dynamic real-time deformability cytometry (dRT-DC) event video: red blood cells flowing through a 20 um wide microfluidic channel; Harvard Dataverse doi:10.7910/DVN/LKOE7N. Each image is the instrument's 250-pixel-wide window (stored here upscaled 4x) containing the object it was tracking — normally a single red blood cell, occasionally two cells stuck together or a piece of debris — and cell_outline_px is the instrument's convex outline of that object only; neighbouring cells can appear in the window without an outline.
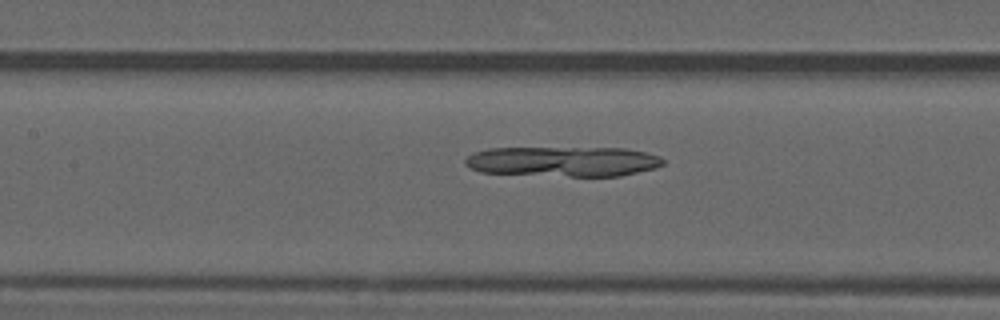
{"species": "common noctule bat (a hibernating species)", "species_latin": "Nyctalus noctula", "temperature_condition": "warm", "stored_images_in_passage": 50, "camera_frame_rate_fps": 3000, "um_per_image_px": 0.085, "animal": {"sex": "male", "forearm_length_mm": 52.5}, "frame": {"image": 1, "passage_image": 23, "time_ms": 7.333, "image_size_px": [1000, 320], "cell_outline_px": [[664, 164], [656, 168], [620, 176], [568, 176], [480, 172], [464, 164], [464, 160], [472, 152], [488, 148], [624, 148], [644, 152], [660, 156], [664, 160]], "centroid_in_image_um": [47.87, 13.72], "position_along_channel_um": 159.5, "area_um2": 34.68}}
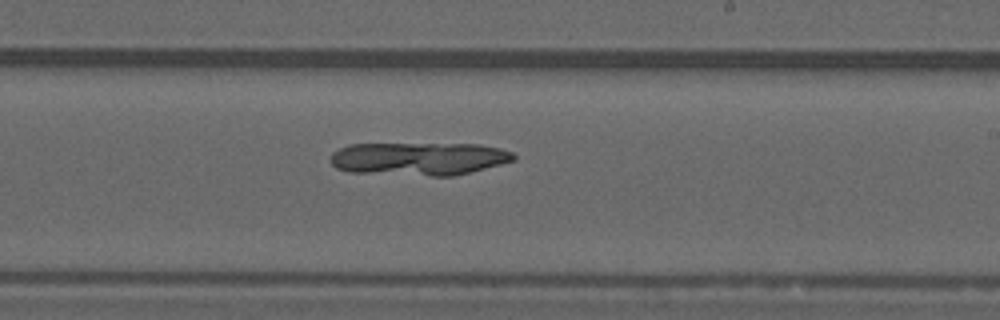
{"frame": {"image": 2, "passage_image": 30, "time_ms": 9.667, "image_size_px": [1000, 320], "cell_outline_px": [[516, 160], [452, 176], [432, 176], [348, 172], [336, 168], [328, 160], [328, 156], [332, 152], [348, 144], [480, 144], [500, 148], [512, 152], [516, 156]], "centroid_in_image_um": [35.55, 13.49], "position_along_channel_um": 253.5, "area_um2": 35.49}}
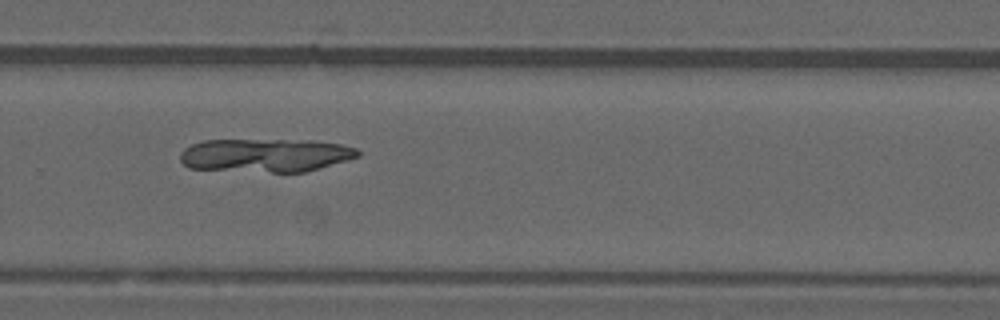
{"frame": {"image": 3, "passage_image": 34, "time_ms": 11.0, "image_size_px": [1000, 320], "cell_outline_px": [[360, 156], [304, 172], [272, 172], [188, 168], [180, 160], [180, 152], [184, 148], [192, 144], [204, 140], [308, 140], [340, 144], [356, 148], [360, 152]], "centroid_in_image_um": [22.54, 13.19], "position_along_channel_um": 307.3, "area_um2": 34.45}}